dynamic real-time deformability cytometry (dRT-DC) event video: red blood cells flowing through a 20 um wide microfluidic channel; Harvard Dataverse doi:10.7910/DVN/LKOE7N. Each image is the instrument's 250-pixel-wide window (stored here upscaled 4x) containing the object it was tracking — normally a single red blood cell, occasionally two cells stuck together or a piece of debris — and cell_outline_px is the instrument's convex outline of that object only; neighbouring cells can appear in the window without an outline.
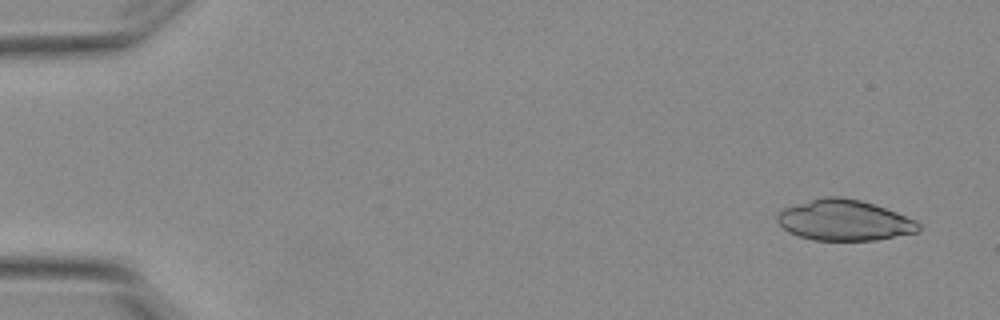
{"species": "Egyptian fruit bat (a non-hibernating species)", "species_latin": "Rousettus aegyptiacus", "temperature_condition": "warm", "stored_images_in_passage": 5, "camera_frame_rate_fps": 3000, "um_per_image_px": 0.085, "animal": {"sex": "female"}, "frame": {"image": 1, "passage_image": 1, "time_ms": 0.0, "image_size_px": [1000, 320], "cell_outline_px": [[920, 228], [916, 232], [872, 240], [812, 240], [796, 236], [788, 232], [776, 220], [776, 216], [784, 208], [824, 196], [836, 196], [860, 200], [896, 212], [916, 220], [920, 224]], "centroid_in_image_um": [71.73, 18.73], "position_along_channel_um": 13.3, "area_um2": 33.18}}